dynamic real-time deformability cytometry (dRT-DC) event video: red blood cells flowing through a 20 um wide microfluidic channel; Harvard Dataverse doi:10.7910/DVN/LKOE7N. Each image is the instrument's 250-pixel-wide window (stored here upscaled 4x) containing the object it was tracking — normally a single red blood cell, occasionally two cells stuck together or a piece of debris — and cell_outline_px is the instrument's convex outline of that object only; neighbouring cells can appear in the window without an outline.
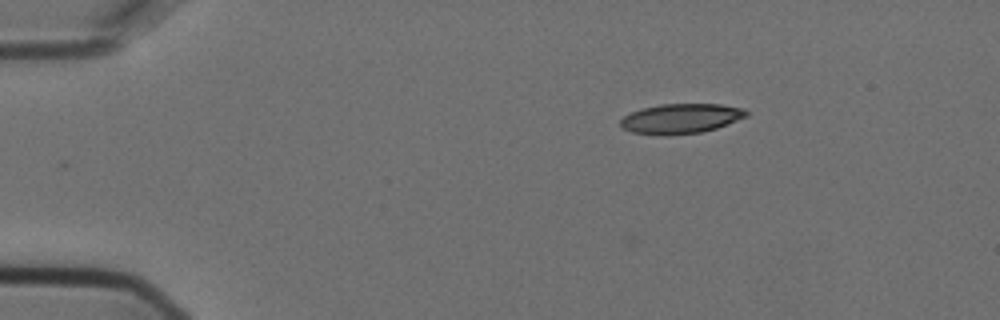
{"species": "Egyptian fruit bat (a non-hibernating species)", "species_latin": "Rousettus aegyptiacus", "temperature_condition": "cold", "stored_images_in_passage": 4, "camera_frame_rate_fps": 3000, "um_per_image_px": 0.085, "animal": {"sex": "female"}, "frame": {"image": 1, "passage_image": 4, "time_ms": 1.0, "image_size_px": [1000, 320], "cell_outline_px": [[748, 116], [716, 128], [700, 132], [664, 136], [632, 132], [620, 128], [620, 120], [624, 116], [640, 108], [660, 104], [720, 104], [744, 108], [748, 112]], "centroid_in_image_um": [57.85, 10.08], "position_along_channel_um": 27.2, "area_um2": 22.02}}